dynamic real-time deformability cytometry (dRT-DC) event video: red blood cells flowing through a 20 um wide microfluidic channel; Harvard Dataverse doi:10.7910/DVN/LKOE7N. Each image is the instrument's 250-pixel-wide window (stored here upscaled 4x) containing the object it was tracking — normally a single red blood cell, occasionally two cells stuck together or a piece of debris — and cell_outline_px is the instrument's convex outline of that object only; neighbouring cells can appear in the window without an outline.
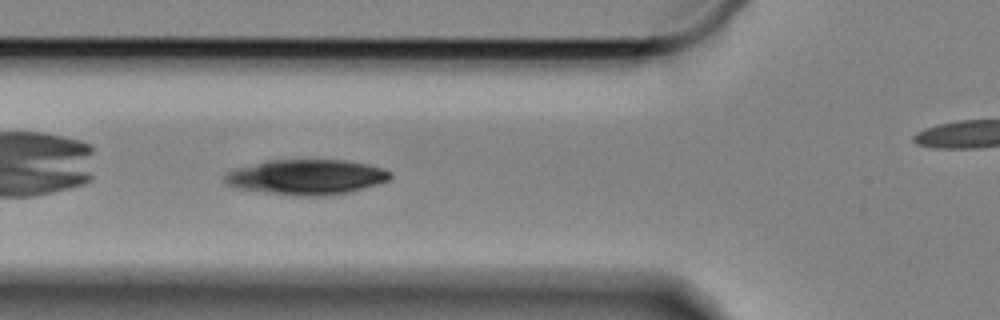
{"species": "Egyptian fruit bat (a non-hibernating species)", "species_latin": "Rousettus aegyptiacus", "temperature_condition": "cold", "stored_images_in_passage": 37, "camera_frame_rate_fps": 3000, "um_per_image_px": 0.085, "animal": {"sex": "female"}, "frame": {"image": 1, "passage_image": 5, "time_ms": 1.333, "image_size_px": [1000, 320], "cell_outline_px": [[392, 176], [388, 180], [352, 192], [332, 196], [292, 196], [236, 188], [224, 184], [224, 172], [236, 168], [268, 160], [344, 160], [368, 164], [384, 168], [392, 172]], "centroid_in_image_um": [26.04, 15.06], "position_along_channel_um": 99.8, "area_um2": 34.39}}
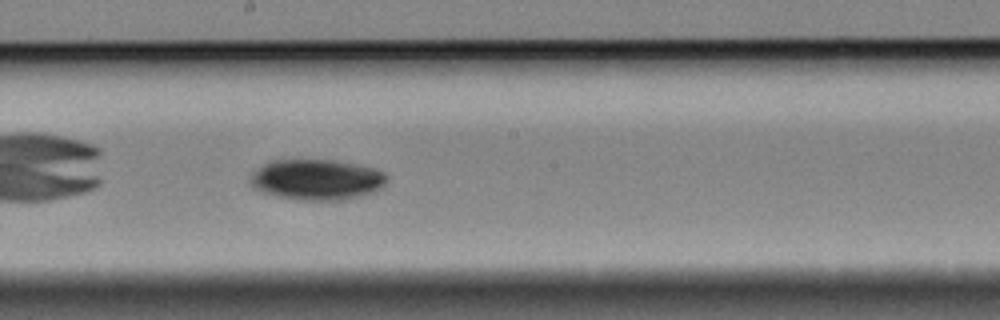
{"frame": {"image": 2, "passage_image": 16, "time_ms": 5.0, "image_size_px": [1000, 320], "cell_outline_px": [[388, 180], [380, 188], [372, 192], [360, 196], [344, 200], [296, 200], [276, 196], [260, 192], [252, 188], [248, 180], [252, 172], [264, 164], [272, 160], [332, 160], [356, 164], [372, 168], [384, 172], [388, 176]], "centroid_in_image_um": [26.88, 15.28], "position_along_channel_um": 221.3, "area_um2": 32.6}}
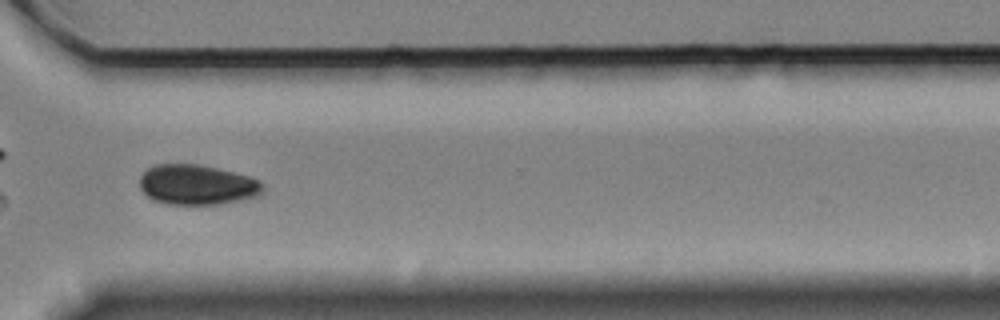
{"frame": {"image": 3, "passage_image": 28, "time_ms": 9.0, "image_size_px": [1000, 320], "cell_outline_px": [[264, 192], [256, 196], [240, 200], [220, 204], [168, 204], [156, 200], [148, 196], [140, 188], [140, 176], [148, 168], [156, 164], [200, 164], [248, 176], [256, 180], [264, 188]], "centroid_in_image_um": [16.73, 15.7], "position_along_channel_um": 353.9, "area_um2": 28.44}}